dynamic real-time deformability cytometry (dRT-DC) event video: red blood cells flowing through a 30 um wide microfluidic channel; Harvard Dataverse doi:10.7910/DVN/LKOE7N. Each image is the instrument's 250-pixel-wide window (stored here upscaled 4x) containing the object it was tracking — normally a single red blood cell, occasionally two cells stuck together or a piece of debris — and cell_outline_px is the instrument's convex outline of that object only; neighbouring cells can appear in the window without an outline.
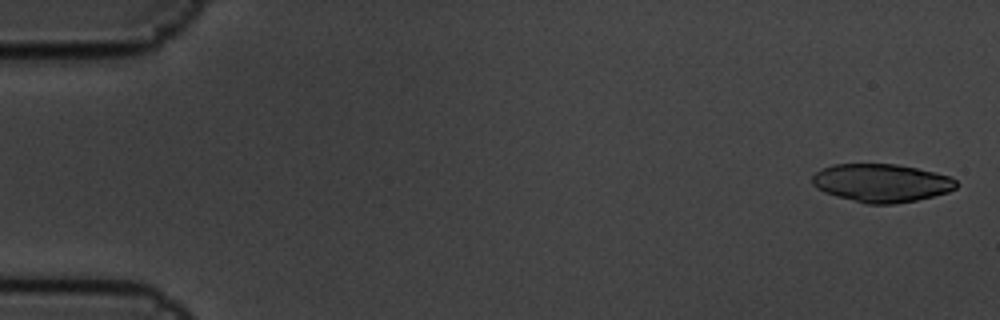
{"species": "common noctule bat (a hibernating species)", "species_latin": "Nyctalus noctula", "temperature_condition": "cold", "stored_images_in_passage": 8, "camera_frame_rate_fps": 3000, "um_per_image_px": 0.085, "animal": {"sex": "male", "body_mass_g": 19.5, "forearm_length_mm": 54.6}, "frame": {"image": 1, "passage_image": 1, "time_ms": 0.0, "image_size_px": [1000, 320], "cell_outline_px": [[960, 184], [956, 188], [948, 192], [916, 200], [892, 204], [868, 204], [836, 196], [824, 192], [816, 188], [812, 184], [812, 176], [816, 172], [832, 164], [896, 164], [936, 172], [952, 176]], "centroid_in_image_um": [74.95, 15.54], "position_along_channel_um": 10.1, "area_um2": 32.14}}